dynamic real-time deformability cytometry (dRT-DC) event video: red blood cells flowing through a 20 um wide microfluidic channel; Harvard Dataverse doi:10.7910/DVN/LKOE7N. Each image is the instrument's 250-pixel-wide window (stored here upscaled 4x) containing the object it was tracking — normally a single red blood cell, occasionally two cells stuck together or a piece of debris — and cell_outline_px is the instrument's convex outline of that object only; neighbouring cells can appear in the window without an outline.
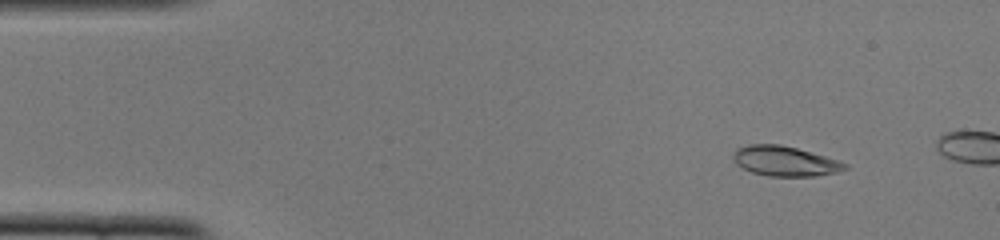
{"species": "common noctule bat (a hibernating species)", "species_latin": "Nyctalus noctula", "temperature_condition": "cold", "stored_images_in_passage": 13, "camera_frame_rate_fps": 3000, "um_per_image_px": 0.085, "animal": {"sex": "female", "body_mass_g": 22.0, "forearm_length_mm": 56.7}, "frame": {"image": 1, "passage_image": 6, "time_ms": 1.667, "image_size_px": [1000, 240], "cell_outline_px": [[848, 168], [836, 172], [816, 176], [768, 176], [752, 172], [736, 164], [732, 156], [732, 152], [736, 148], [748, 144], [780, 144], [796, 148], [840, 160], [848, 164]], "centroid_in_image_um": [66.71, 13.69], "position_along_channel_um": 18.3, "area_um2": 19.59}}